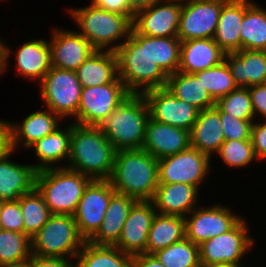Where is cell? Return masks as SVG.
I'll return each mask as SVG.
<instances>
[{
	"label": "cell",
	"mask_w": 266,
	"mask_h": 267,
	"mask_svg": "<svg viewBox=\"0 0 266 267\" xmlns=\"http://www.w3.org/2000/svg\"><path fill=\"white\" fill-rule=\"evenodd\" d=\"M118 78L133 94L166 87L168 76L149 54V36L138 34L133 28L130 36L115 51Z\"/></svg>",
	"instance_id": "obj_1"
},
{
	"label": "cell",
	"mask_w": 266,
	"mask_h": 267,
	"mask_svg": "<svg viewBox=\"0 0 266 267\" xmlns=\"http://www.w3.org/2000/svg\"><path fill=\"white\" fill-rule=\"evenodd\" d=\"M108 180L120 194L152 201L159 185L158 160L143 149L118 150Z\"/></svg>",
	"instance_id": "obj_2"
},
{
	"label": "cell",
	"mask_w": 266,
	"mask_h": 267,
	"mask_svg": "<svg viewBox=\"0 0 266 267\" xmlns=\"http://www.w3.org/2000/svg\"><path fill=\"white\" fill-rule=\"evenodd\" d=\"M116 149L97 126L72 122L70 156L66 168L92 180H108L112 174Z\"/></svg>",
	"instance_id": "obj_3"
},
{
	"label": "cell",
	"mask_w": 266,
	"mask_h": 267,
	"mask_svg": "<svg viewBox=\"0 0 266 267\" xmlns=\"http://www.w3.org/2000/svg\"><path fill=\"white\" fill-rule=\"evenodd\" d=\"M149 118L143 94L130 93L97 127L117 151L142 149Z\"/></svg>",
	"instance_id": "obj_4"
},
{
	"label": "cell",
	"mask_w": 266,
	"mask_h": 267,
	"mask_svg": "<svg viewBox=\"0 0 266 267\" xmlns=\"http://www.w3.org/2000/svg\"><path fill=\"white\" fill-rule=\"evenodd\" d=\"M69 11L80 29L77 32L85 37L95 50L115 52L122 44V37L126 40L131 34L132 20L128 16L106 11L92 3L81 8H70Z\"/></svg>",
	"instance_id": "obj_5"
},
{
	"label": "cell",
	"mask_w": 266,
	"mask_h": 267,
	"mask_svg": "<svg viewBox=\"0 0 266 267\" xmlns=\"http://www.w3.org/2000/svg\"><path fill=\"white\" fill-rule=\"evenodd\" d=\"M92 181L80 172L63 166L44 169L36 173L35 188L43 196L52 214L71 215Z\"/></svg>",
	"instance_id": "obj_6"
},
{
	"label": "cell",
	"mask_w": 266,
	"mask_h": 267,
	"mask_svg": "<svg viewBox=\"0 0 266 267\" xmlns=\"http://www.w3.org/2000/svg\"><path fill=\"white\" fill-rule=\"evenodd\" d=\"M71 215L52 214L31 238V253L43 257L76 258L85 243Z\"/></svg>",
	"instance_id": "obj_7"
},
{
	"label": "cell",
	"mask_w": 266,
	"mask_h": 267,
	"mask_svg": "<svg viewBox=\"0 0 266 267\" xmlns=\"http://www.w3.org/2000/svg\"><path fill=\"white\" fill-rule=\"evenodd\" d=\"M39 84L46 109L62 119L77 116L82 86L75 71L51 67Z\"/></svg>",
	"instance_id": "obj_8"
},
{
	"label": "cell",
	"mask_w": 266,
	"mask_h": 267,
	"mask_svg": "<svg viewBox=\"0 0 266 267\" xmlns=\"http://www.w3.org/2000/svg\"><path fill=\"white\" fill-rule=\"evenodd\" d=\"M211 158L189 147L158 160L159 184L184 183L200 189L211 171Z\"/></svg>",
	"instance_id": "obj_9"
},
{
	"label": "cell",
	"mask_w": 266,
	"mask_h": 267,
	"mask_svg": "<svg viewBox=\"0 0 266 267\" xmlns=\"http://www.w3.org/2000/svg\"><path fill=\"white\" fill-rule=\"evenodd\" d=\"M129 94L118 77L110 84L82 88L73 123L98 126Z\"/></svg>",
	"instance_id": "obj_10"
},
{
	"label": "cell",
	"mask_w": 266,
	"mask_h": 267,
	"mask_svg": "<svg viewBox=\"0 0 266 267\" xmlns=\"http://www.w3.org/2000/svg\"><path fill=\"white\" fill-rule=\"evenodd\" d=\"M227 0H182L177 37L181 42L214 38L223 4Z\"/></svg>",
	"instance_id": "obj_11"
},
{
	"label": "cell",
	"mask_w": 266,
	"mask_h": 267,
	"mask_svg": "<svg viewBox=\"0 0 266 267\" xmlns=\"http://www.w3.org/2000/svg\"><path fill=\"white\" fill-rule=\"evenodd\" d=\"M247 226L245 220L241 219L230 231L199 245L201 266L212 263L241 264L240 260L255 242L248 234Z\"/></svg>",
	"instance_id": "obj_12"
},
{
	"label": "cell",
	"mask_w": 266,
	"mask_h": 267,
	"mask_svg": "<svg viewBox=\"0 0 266 267\" xmlns=\"http://www.w3.org/2000/svg\"><path fill=\"white\" fill-rule=\"evenodd\" d=\"M228 206L221 204L211 207H196L184 218L185 238L195 245L230 231L242 217L232 213Z\"/></svg>",
	"instance_id": "obj_13"
},
{
	"label": "cell",
	"mask_w": 266,
	"mask_h": 267,
	"mask_svg": "<svg viewBox=\"0 0 266 267\" xmlns=\"http://www.w3.org/2000/svg\"><path fill=\"white\" fill-rule=\"evenodd\" d=\"M115 192L109 180H92L87 185L73 214L78 231L85 241L99 229Z\"/></svg>",
	"instance_id": "obj_14"
},
{
	"label": "cell",
	"mask_w": 266,
	"mask_h": 267,
	"mask_svg": "<svg viewBox=\"0 0 266 267\" xmlns=\"http://www.w3.org/2000/svg\"><path fill=\"white\" fill-rule=\"evenodd\" d=\"M182 0H162L135 11L132 28L151 37H177Z\"/></svg>",
	"instance_id": "obj_15"
},
{
	"label": "cell",
	"mask_w": 266,
	"mask_h": 267,
	"mask_svg": "<svg viewBox=\"0 0 266 267\" xmlns=\"http://www.w3.org/2000/svg\"><path fill=\"white\" fill-rule=\"evenodd\" d=\"M143 96L151 119L191 131L199 113L194 106L176 98L166 87L148 90Z\"/></svg>",
	"instance_id": "obj_16"
},
{
	"label": "cell",
	"mask_w": 266,
	"mask_h": 267,
	"mask_svg": "<svg viewBox=\"0 0 266 267\" xmlns=\"http://www.w3.org/2000/svg\"><path fill=\"white\" fill-rule=\"evenodd\" d=\"M156 213L152 201H137L132 206L114 246L132 257L146 253L148 235Z\"/></svg>",
	"instance_id": "obj_17"
},
{
	"label": "cell",
	"mask_w": 266,
	"mask_h": 267,
	"mask_svg": "<svg viewBox=\"0 0 266 267\" xmlns=\"http://www.w3.org/2000/svg\"><path fill=\"white\" fill-rule=\"evenodd\" d=\"M49 41L51 66L76 71L96 51L90 42L77 31L56 28Z\"/></svg>",
	"instance_id": "obj_18"
},
{
	"label": "cell",
	"mask_w": 266,
	"mask_h": 267,
	"mask_svg": "<svg viewBox=\"0 0 266 267\" xmlns=\"http://www.w3.org/2000/svg\"><path fill=\"white\" fill-rule=\"evenodd\" d=\"M190 147V131L149 118L142 149L157 160Z\"/></svg>",
	"instance_id": "obj_19"
},
{
	"label": "cell",
	"mask_w": 266,
	"mask_h": 267,
	"mask_svg": "<svg viewBox=\"0 0 266 267\" xmlns=\"http://www.w3.org/2000/svg\"><path fill=\"white\" fill-rule=\"evenodd\" d=\"M199 189L184 183L159 184L152 202L159 214L186 217L196 207ZM196 206V207H195Z\"/></svg>",
	"instance_id": "obj_20"
},
{
	"label": "cell",
	"mask_w": 266,
	"mask_h": 267,
	"mask_svg": "<svg viewBox=\"0 0 266 267\" xmlns=\"http://www.w3.org/2000/svg\"><path fill=\"white\" fill-rule=\"evenodd\" d=\"M13 152L0 158V202L18 201L35 188L37 171L31 164L10 161Z\"/></svg>",
	"instance_id": "obj_21"
},
{
	"label": "cell",
	"mask_w": 266,
	"mask_h": 267,
	"mask_svg": "<svg viewBox=\"0 0 266 267\" xmlns=\"http://www.w3.org/2000/svg\"><path fill=\"white\" fill-rule=\"evenodd\" d=\"M224 60L238 88L266 83V51L240 50L226 53Z\"/></svg>",
	"instance_id": "obj_22"
},
{
	"label": "cell",
	"mask_w": 266,
	"mask_h": 267,
	"mask_svg": "<svg viewBox=\"0 0 266 267\" xmlns=\"http://www.w3.org/2000/svg\"><path fill=\"white\" fill-rule=\"evenodd\" d=\"M63 120L59 115L50 109L30 113L21 124L10 123L11 149L17 152L19 145L29 149L36 141L54 132Z\"/></svg>",
	"instance_id": "obj_23"
},
{
	"label": "cell",
	"mask_w": 266,
	"mask_h": 267,
	"mask_svg": "<svg viewBox=\"0 0 266 267\" xmlns=\"http://www.w3.org/2000/svg\"><path fill=\"white\" fill-rule=\"evenodd\" d=\"M136 202L137 200L134 198L115 192L111 196L103 222L88 242L98 246H114L118 242L124 223Z\"/></svg>",
	"instance_id": "obj_24"
},
{
	"label": "cell",
	"mask_w": 266,
	"mask_h": 267,
	"mask_svg": "<svg viewBox=\"0 0 266 267\" xmlns=\"http://www.w3.org/2000/svg\"><path fill=\"white\" fill-rule=\"evenodd\" d=\"M225 54L213 38L183 41L178 71L195 73L209 69L224 61Z\"/></svg>",
	"instance_id": "obj_25"
},
{
	"label": "cell",
	"mask_w": 266,
	"mask_h": 267,
	"mask_svg": "<svg viewBox=\"0 0 266 267\" xmlns=\"http://www.w3.org/2000/svg\"><path fill=\"white\" fill-rule=\"evenodd\" d=\"M225 141L220 122V110L213 106L199 111L190 131V147L212 158Z\"/></svg>",
	"instance_id": "obj_26"
},
{
	"label": "cell",
	"mask_w": 266,
	"mask_h": 267,
	"mask_svg": "<svg viewBox=\"0 0 266 267\" xmlns=\"http://www.w3.org/2000/svg\"><path fill=\"white\" fill-rule=\"evenodd\" d=\"M17 74L41 81L51 69V50L45 39H34L23 43L18 51L14 50Z\"/></svg>",
	"instance_id": "obj_27"
},
{
	"label": "cell",
	"mask_w": 266,
	"mask_h": 267,
	"mask_svg": "<svg viewBox=\"0 0 266 267\" xmlns=\"http://www.w3.org/2000/svg\"><path fill=\"white\" fill-rule=\"evenodd\" d=\"M244 17V0H227L214 34V41L225 53L241 50L240 25Z\"/></svg>",
	"instance_id": "obj_28"
},
{
	"label": "cell",
	"mask_w": 266,
	"mask_h": 267,
	"mask_svg": "<svg viewBox=\"0 0 266 267\" xmlns=\"http://www.w3.org/2000/svg\"><path fill=\"white\" fill-rule=\"evenodd\" d=\"M63 129V130H62ZM72 124L65 128H57L54 132L36 141L29 148H32L39 163L32 164L35 170L57 168L54 163L66 159L70 156ZM54 165V166H53Z\"/></svg>",
	"instance_id": "obj_29"
},
{
	"label": "cell",
	"mask_w": 266,
	"mask_h": 267,
	"mask_svg": "<svg viewBox=\"0 0 266 267\" xmlns=\"http://www.w3.org/2000/svg\"><path fill=\"white\" fill-rule=\"evenodd\" d=\"M75 72L82 88L110 84L118 77L116 54L96 50Z\"/></svg>",
	"instance_id": "obj_30"
},
{
	"label": "cell",
	"mask_w": 266,
	"mask_h": 267,
	"mask_svg": "<svg viewBox=\"0 0 266 267\" xmlns=\"http://www.w3.org/2000/svg\"><path fill=\"white\" fill-rule=\"evenodd\" d=\"M166 88L179 100L199 111L215 106L201 80L194 73L175 72L168 76Z\"/></svg>",
	"instance_id": "obj_31"
},
{
	"label": "cell",
	"mask_w": 266,
	"mask_h": 267,
	"mask_svg": "<svg viewBox=\"0 0 266 267\" xmlns=\"http://www.w3.org/2000/svg\"><path fill=\"white\" fill-rule=\"evenodd\" d=\"M240 37L241 50L266 51V9L255 1L244 0Z\"/></svg>",
	"instance_id": "obj_32"
},
{
	"label": "cell",
	"mask_w": 266,
	"mask_h": 267,
	"mask_svg": "<svg viewBox=\"0 0 266 267\" xmlns=\"http://www.w3.org/2000/svg\"><path fill=\"white\" fill-rule=\"evenodd\" d=\"M184 238V217L156 213L148 235L146 254H154Z\"/></svg>",
	"instance_id": "obj_33"
},
{
	"label": "cell",
	"mask_w": 266,
	"mask_h": 267,
	"mask_svg": "<svg viewBox=\"0 0 266 267\" xmlns=\"http://www.w3.org/2000/svg\"><path fill=\"white\" fill-rule=\"evenodd\" d=\"M75 267H132V256L115 246H98L86 241L76 255Z\"/></svg>",
	"instance_id": "obj_34"
},
{
	"label": "cell",
	"mask_w": 266,
	"mask_h": 267,
	"mask_svg": "<svg viewBox=\"0 0 266 267\" xmlns=\"http://www.w3.org/2000/svg\"><path fill=\"white\" fill-rule=\"evenodd\" d=\"M18 201L23 215L24 234L31 239L49 220L52 213L36 188L23 194Z\"/></svg>",
	"instance_id": "obj_35"
},
{
	"label": "cell",
	"mask_w": 266,
	"mask_h": 267,
	"mask_svg": "<svg viewBox=\"0 0 266 267\" xmlns=\"http://www.w3.org/2000/svg\"><path fill=\"white\" fill-rule=\"evenodd\" d=\"M180 47L181 41L178 37L149 36V54L167 76L178 71Z\"/></svg>",
	"instance_id": "obj_36"
},
{
	"label": "cell",
	"mask_w": 266,
	"mask_h": 267,
	"mask_svg": "<svg viewBox=\"0 0 266 267\" xmlns=\"http://www.w3.org/2000/svg\"><path fill=\"white\" fill-rule=\"evenodd\" d=\"M154 255L166 267H202L199 246L186 238L158 250Z\"/></svg>",
	"instance_id": "obj_37"
},
{
	"label": "cell",
	"mask_w": 266,
	"mask_h": 267,
	"mask_svg": "<svg viewBox=\"0 0 266 267\" xmlns=\"http://www.w3.org/2000/svg\"><path fill=\"white\" fill-rule=\"evenodd\" d=\"M194 74L198 80L202 81V84L215 102L238 88L225 60L216 66Z\"/></svg>",
	"instance_id": "obj_38"
},
{
	"label": "cell",
	"mask_w": 266,
	"mask_h": 267,
	"mask_svg": "<svg viewBox=\"0 0 266 267\" xmlns=\"http://www.w3.org/2000/svg\"><path fill=\"white\" fill-rule=\"evenodd\" d=\"M31 239L24 233L0 229V265L28 262Z\"/></svg>",
	"instance_id": "obj_39"
},
{
	"label": "cell",
	"mask_w": 266,
	"mask_h": 267,
	"mask_svg": "<svg viewBox=\"0 0 266 267\" xmlns=\"http://www.w3.org/2000/svg\"><path fill=\"white\" fill-rule=\"evenodd\" d=\"M216 155L229 168L245 167L258 160L251 140H225Z\"/></svg>",
	"instance_id": "obj_40"
},
{
	"label": "cell",
	"mask_w": 266,
	"mask_h": 267,
	"mask_svg": "<svg viewBox=\"0 0 266 267\" xmlns=\"http://www.w3.org/2000/svg\"><path fill=\"white\" fill-rule=\"evenodd\" d=\"M224 113L240 120H255L249 88H237L215 102Z\"/></svg>",
	"instance_id": "obj_41"
},
{
	"label": "cell",
	"mask_w": 266,
	"mask_h": 267,
	"mask_svg": "<svg viewBox=\"0 0 266 267\" xmlns=\"http://www.w3.org/2000/svg\"><path fill=\"white\" fill-rule=\"evenodd\" d=\"M255 120H240L220 111L221 128L225 140H250Z\"/></svg>",
	"instance_id": "obj_42"
},
{
	"label": "cell",
	"mask_w": 266,
	"mask_h": 267,
	"mask_svg": "<svg viewBox=\"0 0 266 267\" xmlns=\"http://www.w3.org/2000/svg\"><path fill=\"white\" fill-rule=\"evenodd\" d=\"M0 229L24 233L19 201L0 202Z\"/></svg>",
	"instance_id": "obj_43"
},
{
	"label": "cell",
	"mask_w": 266,
	"mask_h": 267,
	"mask_svg": "<svg viewBox=\"0 0 266 267\" xmlns=\"http://www.w3.org/2000/svg\"><path fill=\"white\" fill-rule=\"evenodd\" d=\"M251 143L253 145L256 157L260 162L266 160V120L253 123L251 130Z\"/></svg>",
	"instance_id": "obj_44"
},
{
	"label": "cell",
	"mask_w": 266,
	"mask_h": 267,
	"mask_svg": "<svg viewBox=\"0 0 266 267\" xmlns=\"http://www.w3.org/2000/svg\"><path fill=\"white\" fill-rule=\"evenodd\" d=\"M92 4L105 9L106 11L128 16L132 21L134 19L135 10L132 8L130 0H91Z\"/></svg>",
	"instance_id": "obj_45"
},
{
	"label": "cell",
	"mask_w": 266,
	"mask_h": 267,
	"mask_svg": "<svg viewBox=\"0 0 266 267\" xmlns=\"http://www.w3.org/2000/svg\"><path fill=\"white\" fill-rule=\"evenodd\" d=\"M249 93L251 95L254 117L258 118L260 114L266 120V83L250 86Z\"/></svg>",
	"instance_id": "obj_46"
},
{
	"label": "cell",
	"mask_w": 266,
	"mask_h": 267,
	"mask_svg": "<svg viewBox=\"0 0 266 267\" xmlns=\"http://www.w3.org/2000/svg\"><path fill=\"white\" fill-rule=\"evenodd\" d=\"M74 261L66 258L43 257L31 254L28 261L29 267H75Z\"/></svg>",
	"instance_id": "obj_47"
},
{
	"label": "cell",
	"mask_w": 266,
	"mask_h": 267,
	"mask_svg": "<svg viewBox=\"0 0 266 267\" xmlns=\"http://www.w3.org/2000/svg\"><path fill=\"white\" fill-rule=\"evenodd\" d=\"M9 121L0 120V158L12 151Z\"/></svg>",
	"instance_id": "obj_48"
},
{
	"label": "cell",
	"mask_w": 266,
	"mask_h": 267,
	"mask_svg": "<svg viewBox=\"0 0 266 267\" xmlns=\"http://www.w3.org/2000/svg\"><path fill=\"white\" fill-rule=\"evenodd\" d=\"M132 267H166L154 254H139L132 257Z\"/></svg>",
	"instance_id": "obj_49"
},
{
	"label": "cell",
	"mask_w": 266,
	"mask_h": 267,
	"mask_svg": "<svg viewBox=\"0 0 266 267\" xmlns=\"http://www.w3.org/2000/svg\"><path fill=\"white\" fill-rule=\"evenodd\" d=\"M12 50L8 45H5V42H2V39H0V68H1V74L5 72L8 68V60L10 59V55ZM9 58V59H8Z\"/></svg>",
	"instance_id": "obj_50"
},
{
	"label": "cell",
	"mask_w": 266,
	"mask_h": 267,
	"mask_svg": "<svg viewBox=\"0 0 266 267\" xmlns=\"http://www.w3.org/2000/svg\"><path fill=\"white\" fill-rule=\"evenodd\" d=\"M162 0H130L132 8L136 11L138 9L144 8L153 4L155 2H159Z\"/></svg>",
	"instance_id": "obj_51"
},
{
	"label": "cell",
	"mask_w": 266,
	"mask_h": 267,
	"mask_svg": "<svg viewBox=\"0 0 266 267\" xmlns=\"http://www.w3.org/2000/svg\"><path fill=\"white\" fill-rule=\"evenodd\" d=\"M202 267H245L243 264H233V263H212L209 265H203Z\"/></svg>",
	"instance_id": "obj_52"
},
{
	"label": "cell",
	"mask_w": 266,
	"mask_h": 267,
	"mask_svg": "<svg viewBox=\"0 0 266 267\" xmlns=\"http://www.w3.org/2000/svg\"><path fill=\"white\" fill-rule=\"evenodd\" d=\"M0 267H29L28 262H20L15 264H1Z\"/></svg>",
	"instance_id": "obj_53"
}]
</instances>
